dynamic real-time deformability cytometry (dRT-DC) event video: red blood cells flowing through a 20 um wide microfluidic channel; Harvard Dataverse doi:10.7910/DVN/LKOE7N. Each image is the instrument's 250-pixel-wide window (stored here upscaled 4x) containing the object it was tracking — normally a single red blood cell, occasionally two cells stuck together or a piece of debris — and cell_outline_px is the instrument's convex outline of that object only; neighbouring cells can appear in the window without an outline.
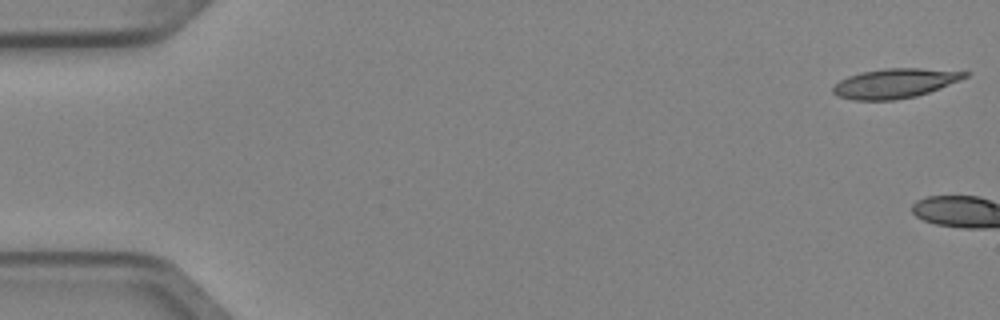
{"species": "Egyptian fruit bat (a non-hibernating species)", "species_latin": "Rousettus aegyptiacus", "temperature_condition": "cold", "stored_images_in_passage": 5, "camera_frame_rate_fps": 3000, "um_per_image_px": 0.085, "animal": {"sex": "female"}, "frame": {"image": 1, "passage_image": 1, "time_ms": 0.0, "image_size_px": [1000, 320], "cell_outline_px": [[968, 76], [960, 80], [940, 88], [916, 96], [892, 100], [852, 100], [836, 96], [832, 92], [832, 84], [848, 76], [860, 72], [884, 68], [920, 68], [968, 72]], "centroid_in_image_um": [76.0, 7.08], "position_along_channel_um": 9.0, "area_um2": 22.77}}
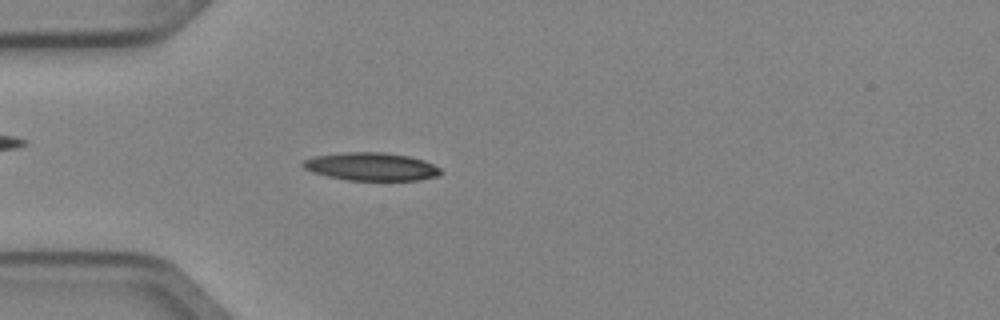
{"frame": {"image": 2, "passage_image": 5, "time_ms": 1.333, "image_size_px": [1000, 320], "cell_outline_px": [[440, 176], [416, 180], [348, 180], [328, 176], [312, 172], [304, 168], [300, 164], [304, 160], [312, 156], [344, 152], [384, 152], [408, 156], [424, 160], [440, 168]], "centroid_in_image_um": [31.53, 14.15], "position_along_channel_um": 53.5, "area_um2": 22.48}}